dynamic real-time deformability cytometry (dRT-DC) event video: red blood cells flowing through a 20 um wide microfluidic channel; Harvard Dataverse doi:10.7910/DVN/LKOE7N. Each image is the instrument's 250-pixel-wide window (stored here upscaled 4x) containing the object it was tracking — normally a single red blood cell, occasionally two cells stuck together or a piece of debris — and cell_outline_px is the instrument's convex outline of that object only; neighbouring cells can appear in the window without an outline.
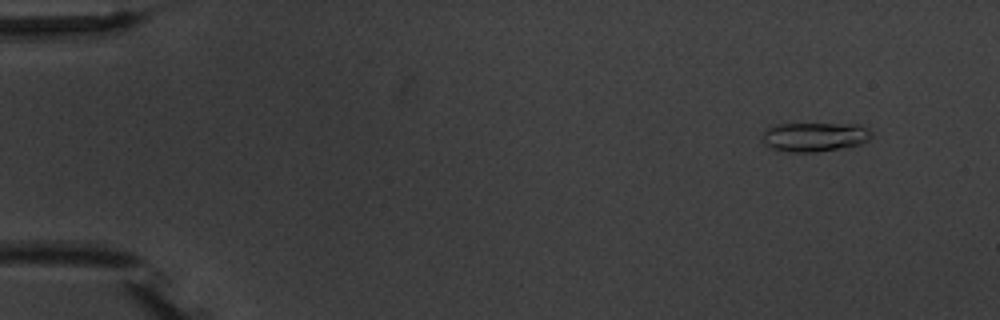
{"species": "common noctule bat (a hibernating species)", "species_latin": "Nyctalus noctula", "temperature_condition": "warm", "stored_images_in_passage": 5, "camera_frame_rate_fps": 3000, "um_per_image_px": 0.085, "animal": {"sex": "male", "body_mass_g": 20.1, "forearm_length_mm": 53.5}, "frame": {"image": 1, "passage_image": 1, "time_ms": 0.0, "image_size_px": [1000, 320], "cell_outline_px": [[872, 136], [868, 140], [860, 144], [840, 148], [816, 152], [792, 152], [772, 148], [764, 144], [764, 128], [776, 124], [860, 124], [868, 128], [872, 132]], "centroid_in_image_um": [69.26, 11.62], "position_along_channel_um": 15.7, "area_um2": 18.55}}